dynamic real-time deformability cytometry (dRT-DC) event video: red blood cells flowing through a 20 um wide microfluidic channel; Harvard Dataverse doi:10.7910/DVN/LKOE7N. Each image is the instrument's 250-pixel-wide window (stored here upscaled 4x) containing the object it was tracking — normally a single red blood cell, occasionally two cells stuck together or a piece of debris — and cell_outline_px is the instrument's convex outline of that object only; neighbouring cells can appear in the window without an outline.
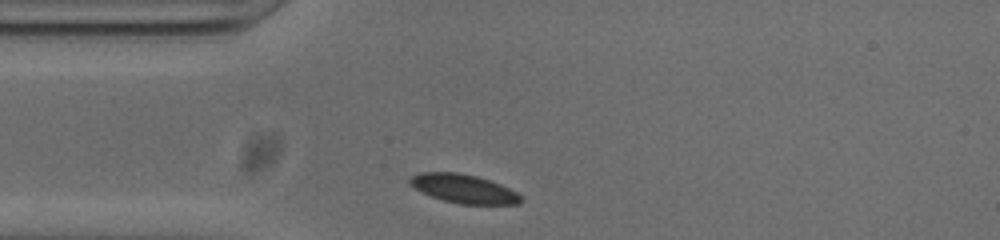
{"species": "common noctule bat (a hibernating species)", "species_latin": "Nyctalus noctula", "temperature_condition": "cold", "stored_images_in_passage": 31, "camera_frame_rate_fps": 3000, "um_per_image_px": 0.085, "animal": {"sex": "male", "body_mass_g": 20.0, "forearm_length_mm": 53.3}, "frame": {"image": 1, "passage_image": 2, "time_ms": 0.333, "image_size_px": [1000, 240], "cell_outline_px": [[524, 200], [520, 204], [460, 204], [444, 200], [420, 192], [408, 184], [408, 180], [412, 176], [420, 172], [456, 172], [476, 176], [500, 184], [516, 192]], "centroid_in_image_um": [39.38, 16.04], "position_along_channel_um": 45.6, "area_um2": 18.55}}
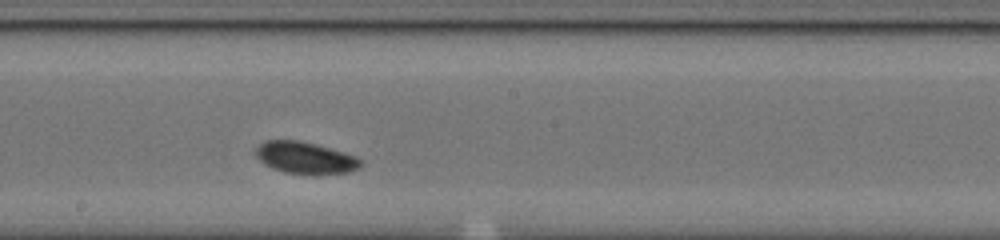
{"frame": {"image": 2, "passage_image": 17, "time_ms": 5.333, "image_size_px": [1000, 240], "cell_outline_px": [[364, 164], [360, 168], [348, 172], [284, 172], [272, 168], [264, 164], [252, 152], [264, 140], [296, 140], [316, 144], [344, 152], [356, 156]], "centroid_in_image_um": [25.91, 13.37], "position_along_channel_um": 222.3, "area_um2": 19.02}}
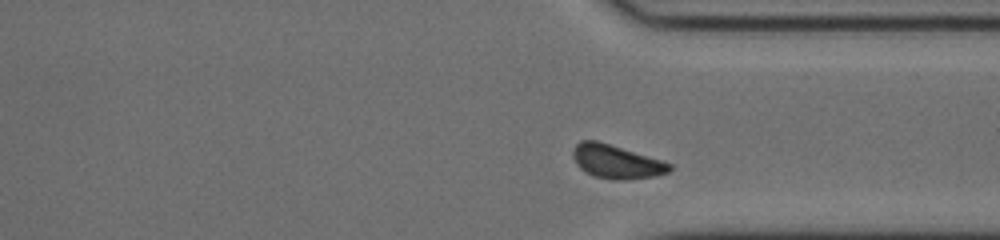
{"frame": {"image": 3, "passage_image": 28, "time_ms": 9.0, "image_size_px": [1000, 240], "cell_outline_px": [[672, 168], [668, 172], [656, 176], [628, 180], [616, 180], [592, 176], [584, 172], [576, 164], [572, 156], [572, 152], [576, 144], [580, 140], [596, 140], [664, 160], [672, 164]], "centroid_in_image_um": [52.39, 13.75], "position_along_channel_um": 359.0, "area_um2": 19.25}, "authors_computed_cell_mechanics": {"area_um2": 19.0162, "velocity_mm_per_s": 3.7359, "shape_relaxation_time_tau1_ms": 1.1132, "shape_relaxation_time_tau2_ms": null, "deformation_change_tau1": 0.0403, "deformation_change_tau2": null}}